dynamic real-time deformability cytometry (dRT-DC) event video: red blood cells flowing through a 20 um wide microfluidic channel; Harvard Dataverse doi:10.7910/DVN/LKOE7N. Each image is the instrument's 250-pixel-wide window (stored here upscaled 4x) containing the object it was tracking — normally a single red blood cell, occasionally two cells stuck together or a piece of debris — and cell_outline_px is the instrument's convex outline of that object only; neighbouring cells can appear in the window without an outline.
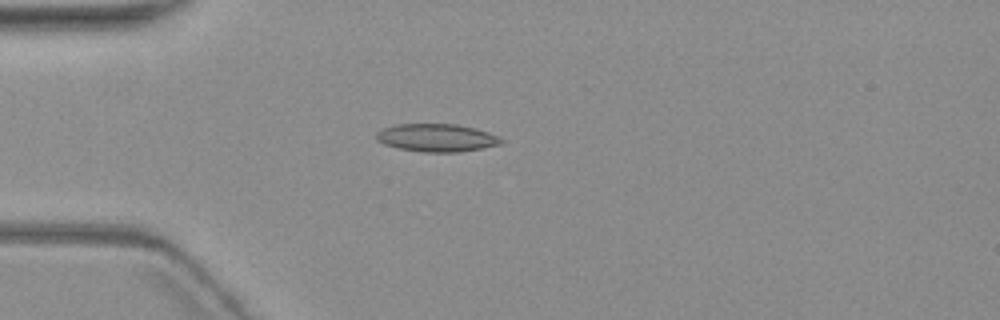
{"species": "common noctule bat (a hibernating species)", "species_latin": "Nyctalus noctula", "temperature_condition": "warm", "stored_images_in_passage": 3, "camera_frame_rate_fps": 3000, "um_per_image_px": 0.085, "animal": {"sex": "female", "body_mass_g": 19.3, "forearm_length_mm": 54.1}, "frame": {"image": 1, "passage_image": 1, "time_ms": 0.0, "image_size_px": [1000, 320], "cell_outline_px": [[504, 144], [460, 152], [424, 152], [400, 148], [384, 144], [376, 140], [376, 132], [384, 128], [396, 124], [456, 124], [476, 128], [500, 136], [504, 140]], "centroid_in_image_um": [37.17, 11.71], "position_along_channel_um": 47.8, "area_um2": 20.4}}
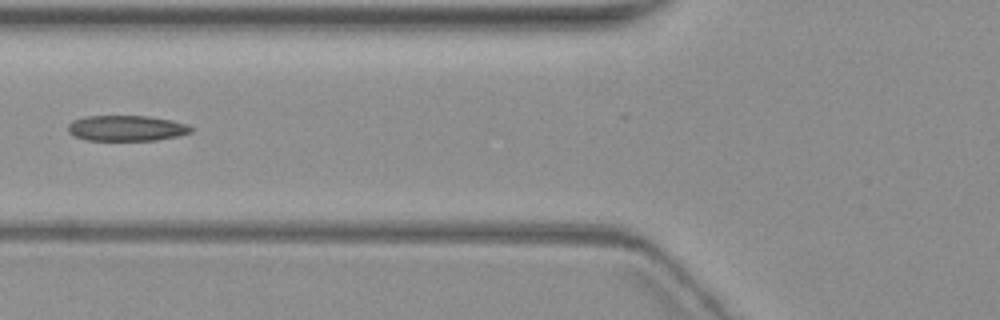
{"frame": {"image": 2, "passage_image": 3, "time_ms": 2.333, "image_size_px": [1000, 320], "cell_outline_px": [[192, 132], [176, 136], [156, 140], [84, 140], [68, 132], [68, 124], [72, 120], [84, 116], [144, 116], [168, 120], [184, 124], [192, 128]], "centroid_in_image_um": [10.67, 10.9], "position_along_channel_um": 115.1, "area_um2": 18.09}}